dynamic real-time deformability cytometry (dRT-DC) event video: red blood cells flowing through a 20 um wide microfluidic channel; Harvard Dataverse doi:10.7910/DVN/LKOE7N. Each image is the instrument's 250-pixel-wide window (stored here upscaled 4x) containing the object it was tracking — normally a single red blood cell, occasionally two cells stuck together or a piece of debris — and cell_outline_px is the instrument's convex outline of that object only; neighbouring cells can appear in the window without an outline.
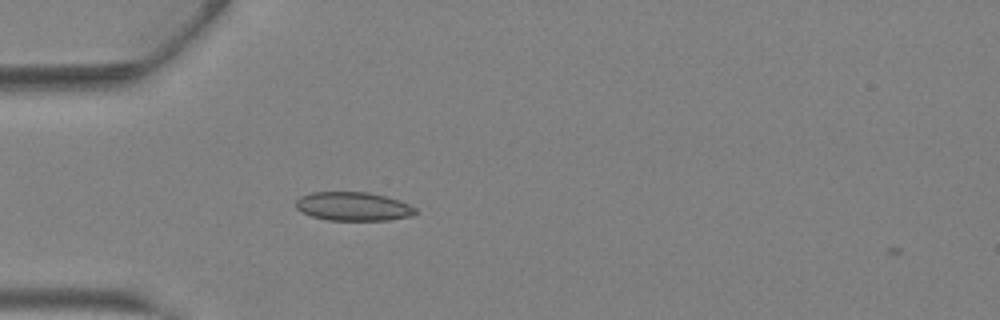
{"species": "Egyptian fruit bat (a non-hibernating species)", "species_latin": "Rousettus aegyptiacus", "temperature_condition": "warm", "stored_images_in_passage": 2, "camera_frame_rate_fps": 3000, "um_per_image_px": 0.085, "animal": {"sex": "female"}, "frame": {"image": 1, "passage_image": 1, "time_ms": 0.0, "image_size_px": [1000, 320], "cell_outline_px": [[416, 212], [412, 216], [388, 220], [328, 220], [312, 216], [296, 208], [296, 200], [300, 196], [312, 192], [368, 192], [388, 196], [408, 204], [416, 208]], "centroid_in_image_um": [30.04, 17.54], "position_along_channel_um": 55.0, "area_um2": 20.0}}